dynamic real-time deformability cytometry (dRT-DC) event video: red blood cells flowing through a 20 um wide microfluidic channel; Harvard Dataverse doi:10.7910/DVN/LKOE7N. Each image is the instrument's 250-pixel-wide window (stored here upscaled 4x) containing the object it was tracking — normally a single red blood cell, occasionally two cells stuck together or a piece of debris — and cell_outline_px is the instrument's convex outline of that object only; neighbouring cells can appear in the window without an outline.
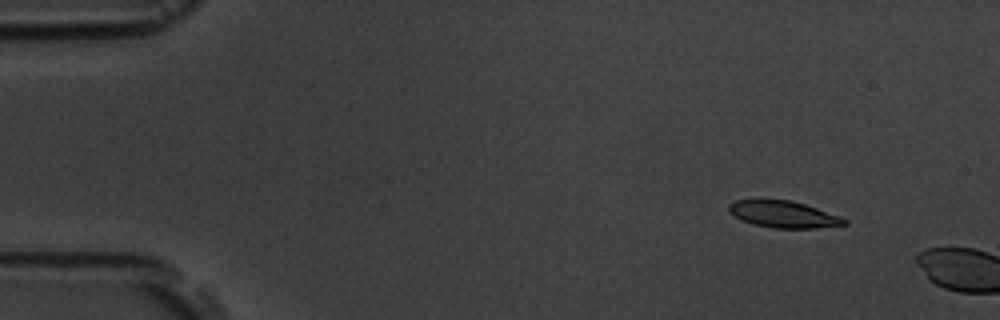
{"species": "common noctule bat (a hibernating species)", "species_latin": "Nyctalus noctula", "temperature_condition": "room temperature", "stored_images_in_passage": 3, "camera_frame_rate_fps": 3000, "um_per_image_px": 0.085, "animal": {"sex": "male", "body_mass_g": 19.5, "forearm_length_mm": 54.6}, "frame": {"image": 1, "passage_image": 2, "time_ms": 1.0, "image_size_px": [1000, 320], "cell_outline_px": [[848, 224], [816, 228], [772, 228], [752, 224], [740, 220], [728, 208], [728, 204], [736, 200], [792, 200], [840, 216], [848, 220]], "centroid_in_image_um": [66.61, 18.23], "position_along_channel_um": 18.4, "area_um2": 17.86}}